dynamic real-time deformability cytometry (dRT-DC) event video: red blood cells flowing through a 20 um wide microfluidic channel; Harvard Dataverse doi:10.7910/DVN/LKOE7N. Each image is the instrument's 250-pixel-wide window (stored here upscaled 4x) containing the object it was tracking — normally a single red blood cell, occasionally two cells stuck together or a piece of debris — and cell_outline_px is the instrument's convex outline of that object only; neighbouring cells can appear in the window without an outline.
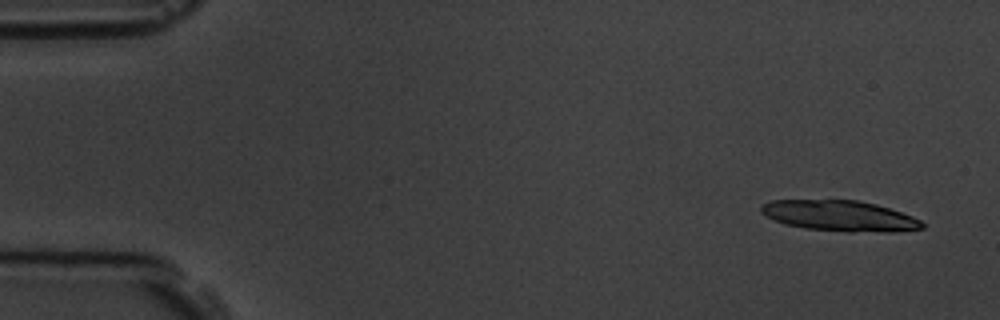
{"species": "common noctule bat (a hibernating species)", "species_latin": "Nyctalus noctula", "temperature_condition": "room temperature", "stored_images_in_passage": 5, "camera_frame_rate_fps": 3000, "um_per_image_px": 0.085, "animal": {"sex": "male", "body_mass_g": 19.5, "forearm_length_mm": 54.6}, "frame": {"image": 1, "passage_image": 1, "time_ms": 0.0, "image_size_px": [1000, 320], "cell_outline_px": [[924, 228], [896, 232], [848, 232], [808, 228], [784, 224], [760, 212], [760, 204], [772, 200], [856, 200], [876, 204], [912, 216], [920, 220], [924, 224]], "centroid_in_image_um": [71.39, 18.35], "position_along_channel_um": 13.6, "area_um2": 28.73}}